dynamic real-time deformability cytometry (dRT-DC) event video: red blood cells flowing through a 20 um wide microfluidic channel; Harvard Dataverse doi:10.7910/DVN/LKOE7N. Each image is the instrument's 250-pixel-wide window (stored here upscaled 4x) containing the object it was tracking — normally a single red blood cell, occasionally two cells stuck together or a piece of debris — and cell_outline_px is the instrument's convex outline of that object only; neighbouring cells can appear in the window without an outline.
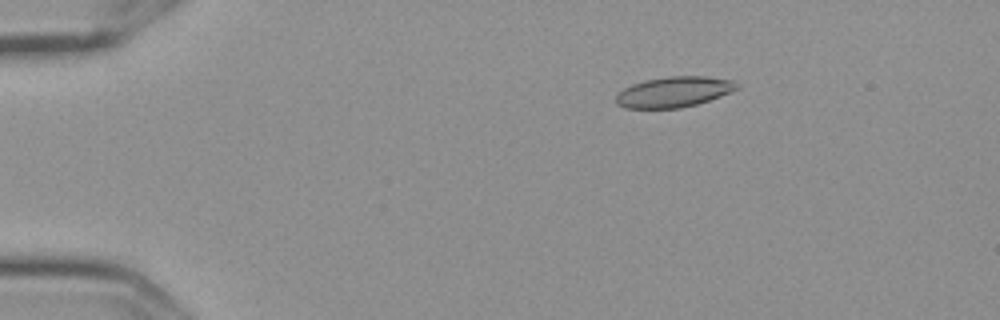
{"species": "Egyptian fruit bat (a non-hibernating species)", "species_latin": "Rousettus aegyptiacus", "temperature_condition": "cold", "stored_images_in_passage": 5, "camera_frame_rate_fps": 3000, "um_per_image_px": 0.085, "frame": {"image": 1, "passage_image": 2, "time_ms": 0.333, "image_size_px": [1000, 320], "cell_outline_px": [[740, 88], [720, 96], [696, 104], [680, 108], [624, 108], [616, 104], [616, 96], [624, 88], [632, 84], [644, 80], [668, 76], [704, 76], [736, 80], [740, 84]], "centroid_in_image_um": [57.31, 7.8], "position_along_channel_um": 27.7, "area_um2": 21.62}}
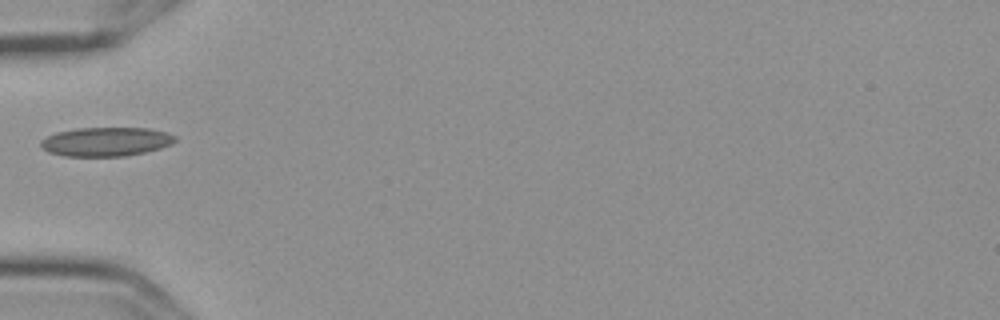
{"frame": {"image": 2, "passage_image": 5, "time_ms": 1.333, "image_size_px": [1000, 320], "cell_outline_px": [[176, 140], [172, 144], [160, 148], [144, 152], [124, 156], [64, 156], [48, 152], [40, 148], [40, 140], [56, 132], [76, 128], [148, 128], [168, 132], [176, 136]], "centroid_in_image_um": [8.99, 12.04], "position_along_channel_um": 76.0, "area_um2": 22.83}}